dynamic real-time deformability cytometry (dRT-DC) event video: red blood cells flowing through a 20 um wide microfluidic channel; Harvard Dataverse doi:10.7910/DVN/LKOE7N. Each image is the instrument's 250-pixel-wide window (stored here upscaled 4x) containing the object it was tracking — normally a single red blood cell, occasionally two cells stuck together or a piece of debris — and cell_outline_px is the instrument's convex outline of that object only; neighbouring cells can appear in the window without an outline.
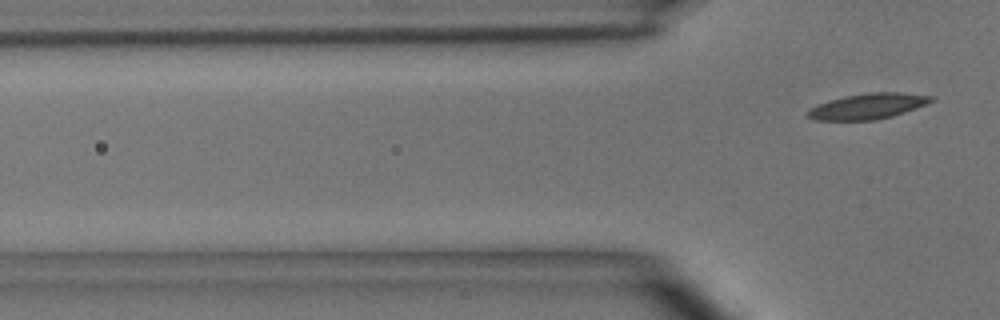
{"species": "common noctule bat (a hibernating species)", "species_latin": "Nyctalus noctula", "temperature_condition": "room temperature", "stored_images_in_passage": 3, "camera_frame_rate_fps": 3000, "um_per_image_px": 0.085, "animal": {"sex": "male", "body_mass_g": 15.6}, "frame": {"image": 1, "passage_image": 3, "time_ms": 2.333, "image_size_px": [1000, 320], "cell_outline_px": [[936, 100], [916, 108], [892, 116], [876, 120], [816, 120], [804, 116], [808, 108], [816, 104], [828, 100], [844, 96], [868, 92], [896, 92], [936, 96]], "centroid_in_image_um": [73.73, 9.02], "position_along_channel_um": 52.1, "area_um2": 18.73}}